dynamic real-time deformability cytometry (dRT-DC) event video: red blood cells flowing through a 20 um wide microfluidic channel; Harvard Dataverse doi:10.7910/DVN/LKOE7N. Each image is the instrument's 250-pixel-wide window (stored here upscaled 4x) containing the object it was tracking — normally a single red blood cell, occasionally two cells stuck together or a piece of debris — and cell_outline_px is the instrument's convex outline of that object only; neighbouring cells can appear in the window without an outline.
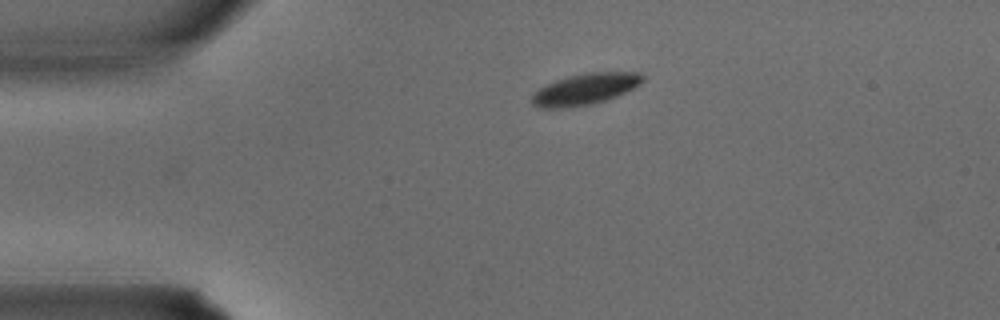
{"species": "common noctule bat (a hibernating species)", "species_latin": "Nyctalus noctula", "temperature_condition": "warm", "stored_images_in_passage": 2, "camera_frame_rate_fps": 3000, "um_per_image_px": 0.085, "animal": {"sex": "male", "body_mass_g": 15.6}, "frame": {"image": 1, "passage_image": 2, "time_ms": 0.333, "image_size_px": [1000, 320], "cell_outline_px": [[644, 80], [640, 84], [616, 96], [592, 104], [568, 108], [540, 108], [532, 104], [532, 96], [540, 88], [556, 80], [568, 76], [588, 72], [640, 72], [644, 76]], "centroid_in_image_um": [49.74, 7.57], "position_along_channel_um": 35.3, "area_um2": 20.0}}